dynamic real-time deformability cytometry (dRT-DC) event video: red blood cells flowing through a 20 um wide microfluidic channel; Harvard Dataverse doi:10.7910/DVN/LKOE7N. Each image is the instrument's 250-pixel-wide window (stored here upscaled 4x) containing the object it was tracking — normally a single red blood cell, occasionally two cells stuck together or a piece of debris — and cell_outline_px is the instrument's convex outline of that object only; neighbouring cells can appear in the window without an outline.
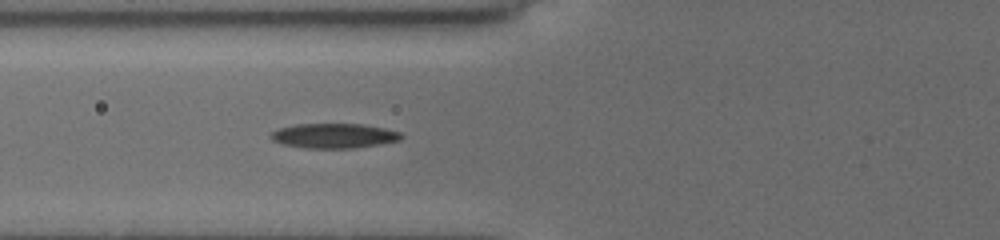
{"species": "common noctule bat (a hibernating species)", "species_latin": "Nyctalus noctula", "temperature_condition": "cold", "stored_images_in_passage": 19, "camera_frame_rate_fps": 3000, "um_per_image_px": 0.085, "animal": {"sex": "female", "body_mass_g": 19.5, "forearm_length_mm": 54.1}, "frame": {"image": 1, "passage_image": 6, "time_ms": 1.0, "image_size_px": [1000, 240], "cell_outline_px": [[404, 136], [400, 140], [356, 148], [304, 148], [284, 144], [272, 140], [272, 132], [280, 128], [296, 124], [364, 124], [384, 128], [400, 132]], "centroid_in_image_um": [28.42, 11.54], "position_along_channel_um": 97.4, "area_um2": 18.67}}
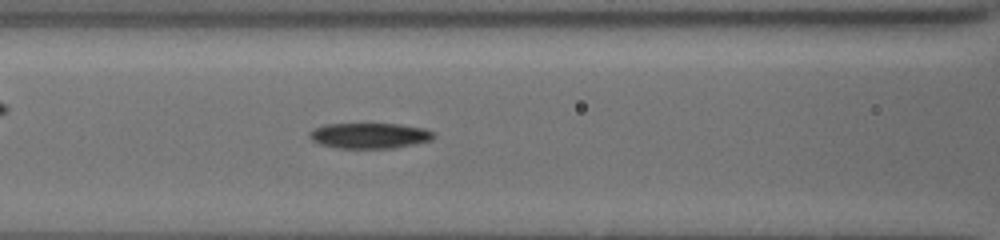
{"frame": {"image": 2, "passage_image": 11, "time_ms": 2.0, "image_size_px": [1000, 240], "cell_outline_px": [[436, 136], [432, 140], [416, 144], [396, 148], [336, 148], [320, 144], [312, 140], [312, 132], [316, 128], [324, 124], [400, 124], [424, 128], [436, 132]], "centroid_in_image_um": [31.52, 11.53], "position_along_channel_um": 135.1, "area_um2": 18.5}}
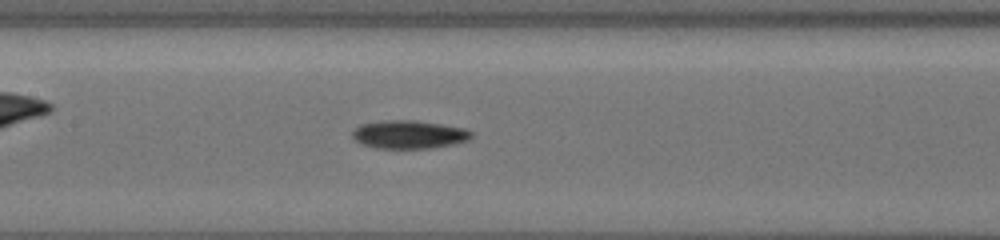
{"frame": {"image": 3, "passage_image": 16, "time_ms": 3.0, "image_size_px": [1000, 240], "cell_outline_px": [[472, 136], [468, 140], [456, 144], [432, 148], [376, 148], [364, 144], [356, 140], [352, 136], [352, 132], [360, 124], [392, 120], [412, 120], [440, 124], [464, 128], [472, 132]], "centroid_in_image_um": [34.8, 11.44], "position_along_channel_um": 172.6, "area_um2": 19.36}}